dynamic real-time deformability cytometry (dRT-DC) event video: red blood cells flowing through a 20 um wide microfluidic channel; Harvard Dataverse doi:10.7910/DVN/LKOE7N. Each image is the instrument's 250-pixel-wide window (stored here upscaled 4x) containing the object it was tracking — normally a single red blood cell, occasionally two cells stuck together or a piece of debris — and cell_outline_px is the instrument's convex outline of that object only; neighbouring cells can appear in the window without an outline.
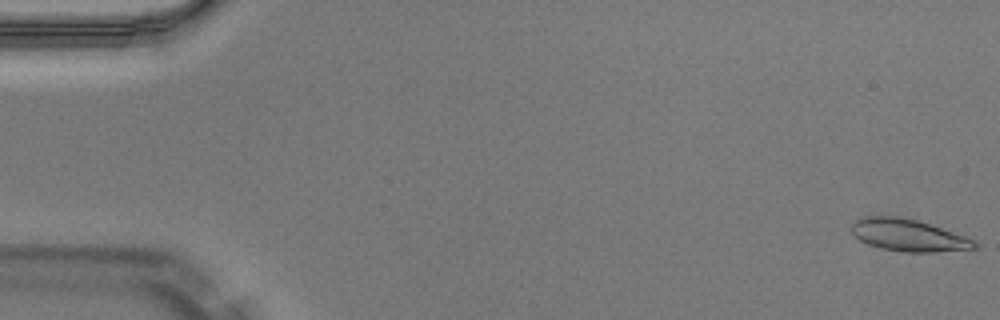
{"species": "Egyptian fruit bat (a non-hibernating species)", "species_latin": "Rousettus aegyptiacus", "temperature_condition": "warm", "stored_images_in_passage": 50, "camera_frame_rate_fps": 3000, "um_per_image_px": 0.085, "animal": {"sex": "male"}, "frame": {"image": 1, "passage_image": 1, "time_ms": 0.0, "image_size_px": [1000, 320], "cell_outline_px": [[980, 248], [936, 252], [904, 252], [880, 248], [868, 244], [852, 236], [848, 228], [856, 220], [864, 216], [900, 216], [916, 220], [976, 240]], "centroid_in_image_um": [77.17, 20.0], "position_along_channel_um": 7.8, "area_um2": 23.18}}
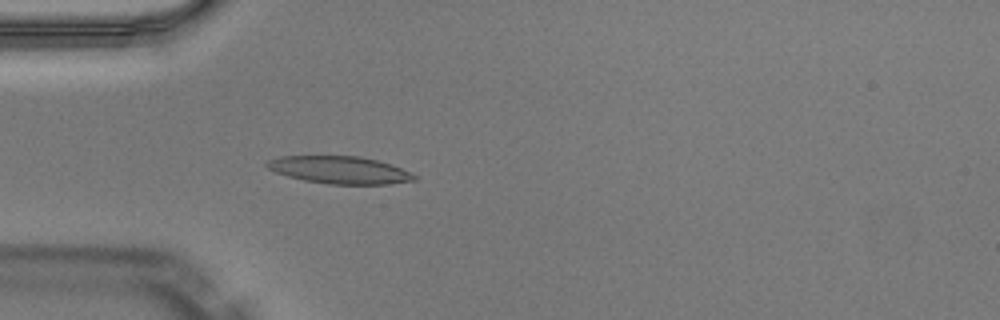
{"frame": {"image": 2, "passage_image": 15, "time_ms": 4.667, "image_size_px": [1000, 320], "cell_outline_px": [[416, 180], [388, 184], [328, 184], [304, 180], [288, 176], [276, 172], [268, 168], [264, 164], [268, 160], [280, 156], [360, 156], [392, 164], [416, 176]], "centroid_in_image_um": [28.85, 14.44], "position_along_channel_um": 56.2, "area_um2": 23.41}, "authors_computed_cell_mechanics": {"area_um2": 22.8021, "velocity_mm_per_s": 4.0775, "shape_relaxation_time_tau1_ms": 7.9284, "shape_relaxation_time_tau2_ms": 2.1421, "deformation_change_tau1": 0.2677, "deformation_change_tau2": 0.1076}}